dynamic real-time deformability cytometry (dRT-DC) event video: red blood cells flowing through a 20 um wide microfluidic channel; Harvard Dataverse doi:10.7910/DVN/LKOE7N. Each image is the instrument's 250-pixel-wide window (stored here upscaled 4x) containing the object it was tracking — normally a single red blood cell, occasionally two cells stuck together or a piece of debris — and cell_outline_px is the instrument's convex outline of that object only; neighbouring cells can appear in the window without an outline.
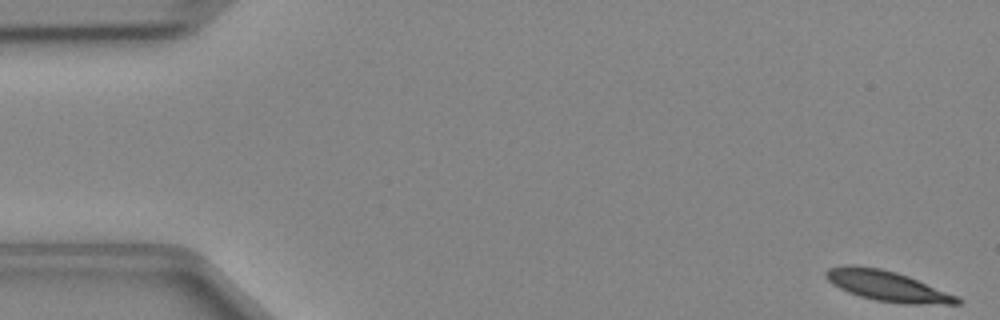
{"species": "Egyptian fruit bat (a non-hibernating species)", "species_latin": "Rousettus aegyptiacus", "temperature_condition": "cold", "stored_images_in_passage": 49, "camera_frame_rate_fps": 3000, "um_per_image_px": 0.085, "animal": {"sex": "female"}, "frame": {"image": 1, "passage_image": 1, "time_ms": 0.0, "image_size_px": [1000, 320], "cell_outline_px": [[964, 300], [960, 304], [904, 304], [876, 300], [860, 296], [848, 292], [832, 284], [824, 276], [824, 272], [828, 268], [844, 264], [856, 264], [880, 268], [896, 272], [908, 276], [956, 296]], "centroid_in_image_um": [75.36, 24.29], "position_along_channel_um": 9.6, "area_um2": 23.29}}
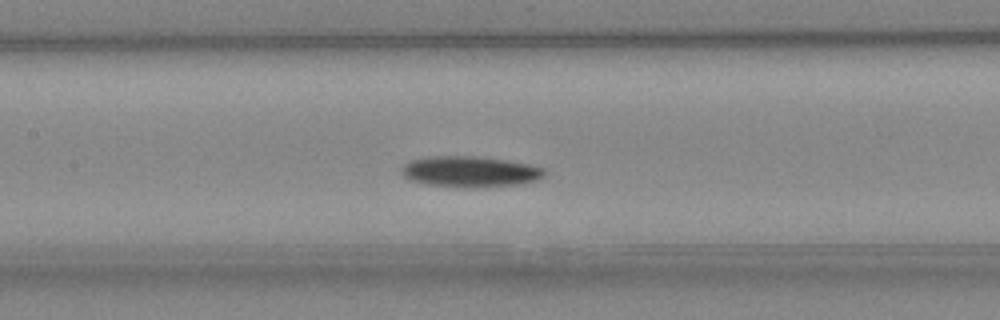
{"frame": {"image": 2, "passage_image": 22, "time_ms": 7.0, "image_size_px": [1000, 320], "cell_outline_px": [[544, 176], [536, 180], [520, 184], [464, 188], [456, 188], [428, 184], [412, 180], [404, 176], [400, 172], [400, 168], [408, 160], [428, 156], [472, 156], [508, 160], [528, 164], [544, 168]], "centroid_in_image_um": [39.9, 14.58], "position_along_channel_um": 167.5, "area_um2": 25.84}}
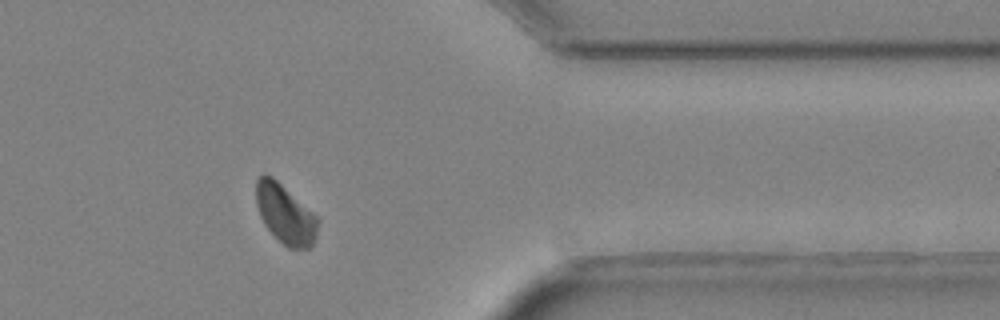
{"frame": {"image": 3, "passage_image": 39, "time_ms": 12.667, "image_size_px": [1000, 320], "cell_outline_px": [[320, 220], [316, 236], [312, 244], [308, 248], [288, 248], [264, 224], [260, 216], [256, 204], [256, 180], [264, 172], [272, 176], [312, 212]], "centroid_in_image_um": [24.24, 18.18], "position_along_channel_um": 387.2, "area_um2": 21.04}}